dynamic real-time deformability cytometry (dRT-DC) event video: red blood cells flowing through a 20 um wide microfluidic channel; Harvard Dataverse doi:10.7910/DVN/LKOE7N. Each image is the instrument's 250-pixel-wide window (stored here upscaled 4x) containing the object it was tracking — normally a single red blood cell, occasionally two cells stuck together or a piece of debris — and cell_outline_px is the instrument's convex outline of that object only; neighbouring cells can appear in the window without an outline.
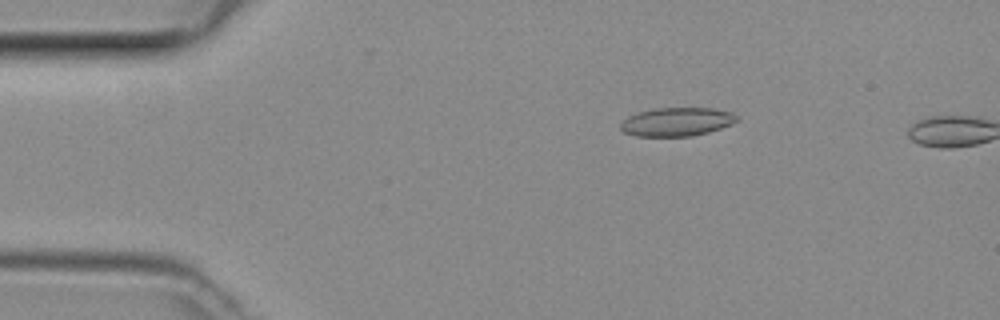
{"species": "common noctule bat (a hibernating species)", "species_latin": "Nyctalus noctula", "temperature_condition": "room temperature", "stored_images_in_passage": 9, "camera_frame_rate_fps": 3000, "um_per_image_px": 0.085, "animal": {"sex": "female", "body_mass_g": 29.2, "forearm_length_mm": 56.3}, "frame": {"image": 1, "passage_image": 8, "time_ms": 2.333, "image_size_px": [1000, 320], "cell_outline_px": [[740, 120], [732, 124], [708, 132], [692, 136], [636, 136], [624, 132], [620, 128], [620, 124], [628, 116], [636, 112], [656, 108], [712, 108], [732, 112]], "centroid_in_image_um": [57.53, 10.35], "position_along_channel_um": 27.5, "area_um2": 19.42}}